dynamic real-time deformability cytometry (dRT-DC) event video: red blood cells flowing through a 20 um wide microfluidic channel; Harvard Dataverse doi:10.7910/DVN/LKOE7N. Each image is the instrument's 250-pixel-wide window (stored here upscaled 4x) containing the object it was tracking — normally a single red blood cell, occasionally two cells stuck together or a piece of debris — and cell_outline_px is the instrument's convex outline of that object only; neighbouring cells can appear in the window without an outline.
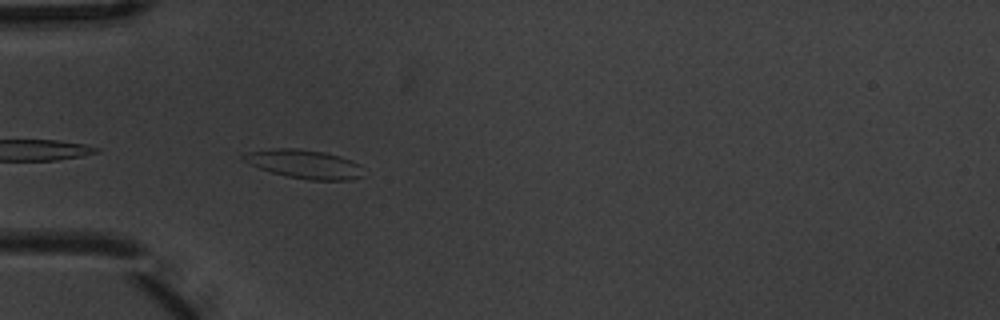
{"species": "common noctule bat (a hibernating species)", "species_latin": "Nyctalus noctula", "temperature_condition": "warm", "stored_images_in_passage": 4, "camera_frame_rate_fps": 3000, "um_per_image_px": 0.085, "animal": {"sex": "male", "body_mass_g": 20.1, "forearm_length_mm": 53.5}, "frame": {"image": 1, "passage_image": 4, "time_ms": 1.0, "image_size_px": [1000, 320], "cell_outline_px": [[364, 176], [348, 180], [308, 180], [284, 176], [260, 168], [240, 160], [240, 156], [248, 152], [276, 148], [296, 148], [324, 152], [340, 156], [352, 160], [360, 164]], "centroid_in_image_um": [25.87, 13.95], "position_along_channel_um": 59.1, "area_um2": 20.23}}